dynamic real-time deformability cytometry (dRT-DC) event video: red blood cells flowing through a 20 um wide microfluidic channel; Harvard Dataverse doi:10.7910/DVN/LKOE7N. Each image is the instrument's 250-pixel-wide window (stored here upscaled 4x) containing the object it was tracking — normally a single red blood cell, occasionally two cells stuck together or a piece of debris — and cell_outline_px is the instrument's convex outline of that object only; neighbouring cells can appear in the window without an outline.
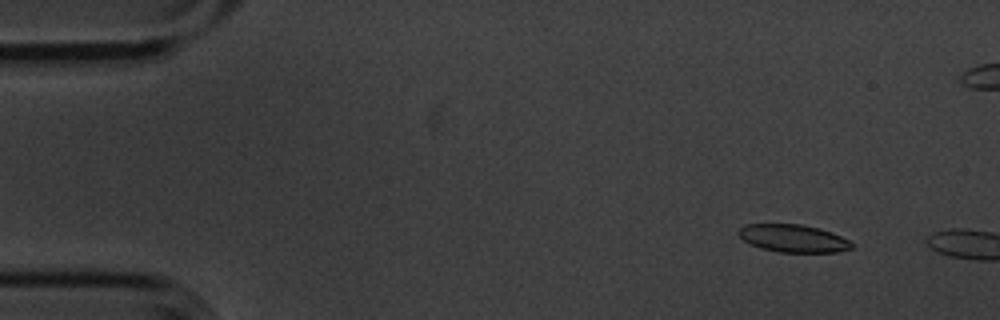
{"species": "common noctule bat (a hibernating species)", "species_latin": "Nyctalus noctula", "temperature_condition": "cold", "stored_images_in_passage": 2, "camera_frame_rate_fps": 3000, "um_per_image_px": 0.085, "animal": {"sex": "male", "body_mass_g": 20.1, "forearm_length_mm": 53.5}, "frame": {"image": 1, "passage_image": 1, "time_ms": 0.0, "image_size_px": [1000, 320], "cell_outline_px": [[856, 248], [836, 252], [780, 252], [760, 248], [744, 240], [736, 232], [744, 224], [804, 224], [820, 228], [840, 236], [848, 240]], "centroid_in_image_um": [67.43, 20.25], "position_along_channel_um": 17.6, "area_um2": 18.26}}